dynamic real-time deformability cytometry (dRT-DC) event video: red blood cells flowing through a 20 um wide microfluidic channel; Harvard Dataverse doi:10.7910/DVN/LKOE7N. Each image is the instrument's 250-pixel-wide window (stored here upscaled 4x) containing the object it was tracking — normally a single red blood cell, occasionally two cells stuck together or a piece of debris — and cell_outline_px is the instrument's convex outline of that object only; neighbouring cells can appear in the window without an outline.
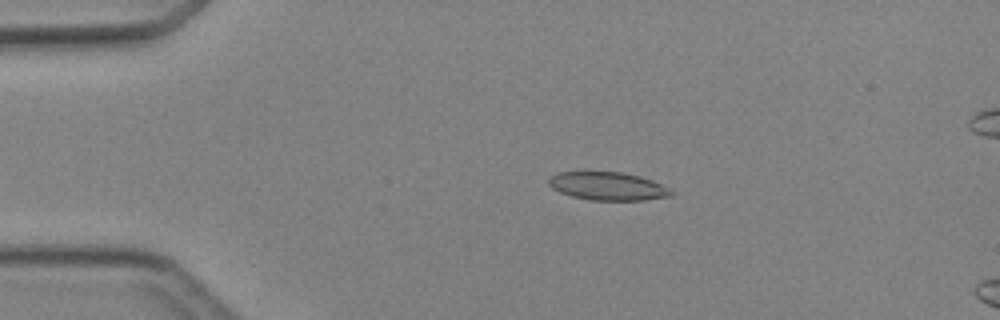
{"species": "Egyptian fruit bat (a non-hibernating species)", "species_latin": "Rousettus aegyptiacus", "temperature_condition": "cold", "stored_images_in_passage": 4, "camera_frame_rate_fps": 3000, "um_per_image_px": 0.085, "animal": {"sex": "female"}, "frame": {"image": 1, "passage_image": 3, "time_ms": 2.333, "image_size_px": [1000, 320], "cell_outline_px": [[676, 192], [672, 196], [644, 200], [588, 200], [572, 196], [560, 192], [552, 188], [548, 184], [548, 176], [556, 172], [584, 168], [624, 172], [640, 176], [652, 180]], "centroid_in_image_um": [51.57, 15.76], "position_along_channel_um": 33.4, "area_um2": 21.27}}